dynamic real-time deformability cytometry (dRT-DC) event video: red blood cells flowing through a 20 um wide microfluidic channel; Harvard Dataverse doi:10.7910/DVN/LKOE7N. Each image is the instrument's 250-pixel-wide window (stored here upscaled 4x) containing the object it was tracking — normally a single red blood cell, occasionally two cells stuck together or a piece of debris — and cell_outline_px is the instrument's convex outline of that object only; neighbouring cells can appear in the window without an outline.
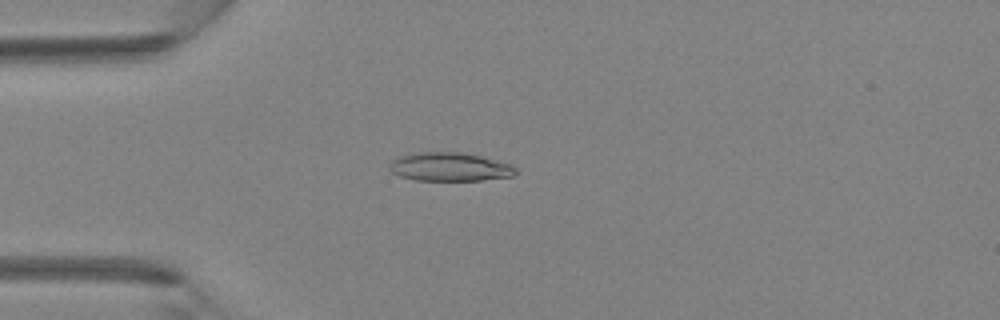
{"species": "Egyptian fruit bat (a non-hibernating species)", "species_latin": "Rousettus aegyptiacus", "temperature_condition": "room temperature", "stored_images_in_passage": 2, "camera_frame_rate_fps": 3000, "um_per_image_px": 0.085, "animal": {"sex": "female"}, "frame": {"image": 1, "passage_image": 2, "time_ms": 0.333, "image_size_px": [1000, 320], "cell_outline_px": [[516, 172], [512, 176], [480, 180], [416, 180], [400, 176], [392, 172], [388, 168], [388, 164], [392, 160], [400, 156], [420, 152], [464, 152], [512, 164], [516, 168]], "centroid_in_image_um": [38.21, 14.18], "position_along_channel_um": 46.8, "area_um2": 20.98}}